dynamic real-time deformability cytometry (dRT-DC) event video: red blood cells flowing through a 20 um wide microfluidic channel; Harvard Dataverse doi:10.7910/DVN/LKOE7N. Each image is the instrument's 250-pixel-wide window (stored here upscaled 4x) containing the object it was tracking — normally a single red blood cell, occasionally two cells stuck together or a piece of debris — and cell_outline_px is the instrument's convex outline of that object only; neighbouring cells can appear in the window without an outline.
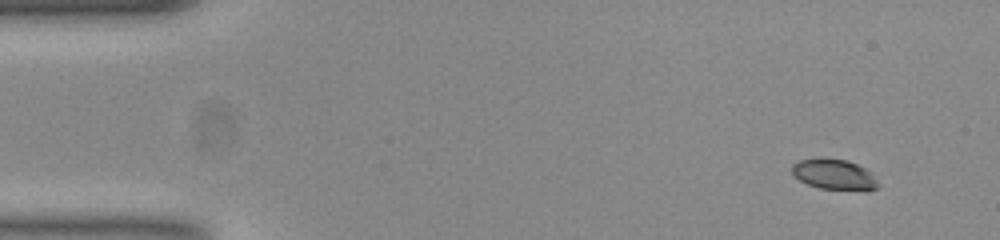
{"species": "common noctule bat (a hibernating species)", "species_latin": "Nyctalus noctula", "temperature_condition": "room temperature", "stored_images_in_passage": 51, "camera_frame_rate_fps": 3000, "um_per_image_px": 0.085, "animal": {"sex": "female", "body_mass_g": 23.0, "forearm_length_mm": 53.4}, "frame": {"image": 1, "passage_image": 1, "time_ms": 0.0, "image_size_px": [1000, 240], "cell_outline_px": [[880, 188], [820, 188], [808, 184], [792, 176], [792, 164], [800, 160], [820, 156], [848, 160], [872, 172], [880, 184]], "centroid_in_image_um": [70.85, 14.76], "position_along_channel_um": 14.1, "area_um2": 15.2}}
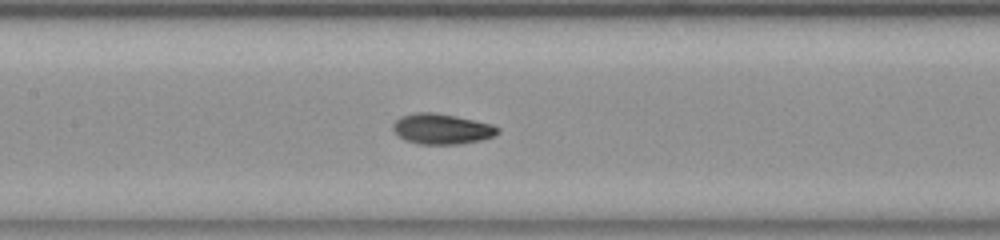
{"frame": {"image": 2, "passage_image": 22, "time_ms": 7.0, "image_size_px": [1000, 240], "cell_outline_px": [[500, 132], [492, 136], [480, 140], [456, 144], [420, 144], [404, 140], [392, 128], [392, 124], [400, 116], [416, 112], [436, 112], [456, 116], [492, 124], [500, 128]], "centroid_in_image_um": [37.54, 10.94], "position_along_channel_um": 169.9, "area_um2": 18.55}}
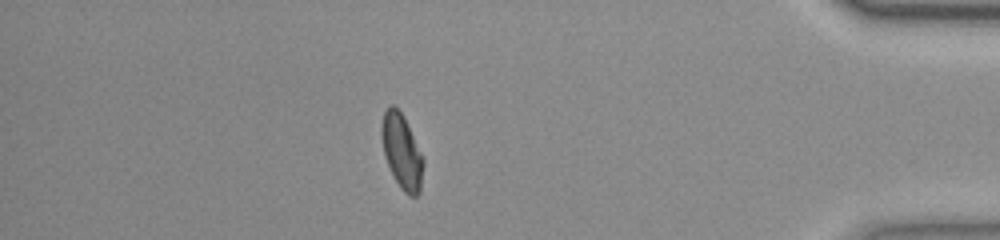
{"frame": {"image": 3, "passage_image": 44, "time_ms": 14.333, "image_size_px": [1000, 240], "cell_outline_px": [[424, 164], [420, 192], [416, 196], [408, 196], [400, 188], [384, 156], [380, 136], [380, 128], [384, 112], [388, 104], [392, 104], [404, 116], [424, 160]], "centroid_in_image_um": [34.14, 12.87], "position_along_channel_um": 401.1, "area_um2": 18.21}, "authors_computed_cell_mechanics": {"area_um2": 17.918, "velocity_mm_per_s": 3.7633, "shape_relaxation_time_tau1_ms": 3.5632, "shape_relaxation_time_tau2_ms": 1.7921, "deformation_change_tau1": 0.1542, "deformation_change_tau2": 0.0678}}